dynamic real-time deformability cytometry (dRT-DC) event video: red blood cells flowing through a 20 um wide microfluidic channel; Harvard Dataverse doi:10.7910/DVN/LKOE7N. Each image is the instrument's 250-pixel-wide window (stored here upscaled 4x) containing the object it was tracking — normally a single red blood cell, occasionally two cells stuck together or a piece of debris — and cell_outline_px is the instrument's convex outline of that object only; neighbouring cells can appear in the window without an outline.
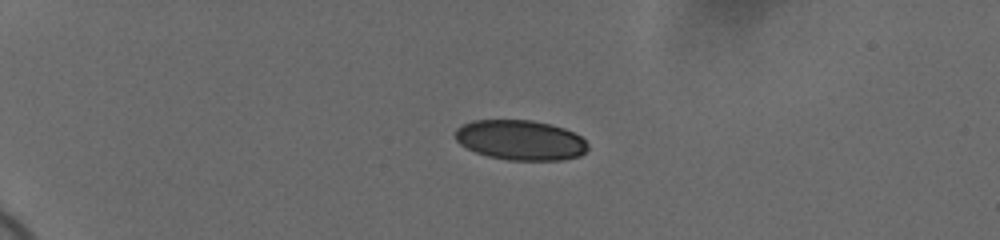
{"species": "human", "species_latin": "Homo sapiens", "temperature_condition": "cold", "stored_images_in_passage": 44, "camera_frame_rate_fps": 3000, "um_per_image_px": 0.085, "donor": {"sex": "female"}, "frame": {"image": 1, "passage_image": 1, "time_ms": 0.0, "image_size_px": [1000, 240], "cell_outline_px": [[588, 148], [580, 156], [560, 160], [508, 160], [488, 156], [476, 152], [460, 144], [456, 140], [456, 128], [472, 120], [532, 120], [552, 124], [564, 128], [580, 136], [588, 144]], "centroid_in_image_um": [44.24, 11.9], "position_along_channel_um": 40.8, "area_um2": 30.87}}
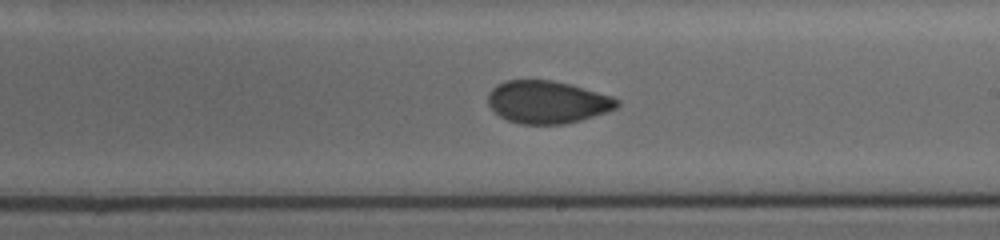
{"frame": {"image": 2, "passage_image": 23, "time_ms": 7.333, "image_size_px": [1000, 240], "cell_outline_px": [[620, 104], [616, 108], [608, 112], [580, 120], [564, 124], [520, 124], [508, 120], [500, 116], [488, 104], [488, 92], [496, 84], [504, 80], [552, 80], [568, 84], [612, 96], [620, 100]], "centroid_in_image_um": [46.52, 8.67], "position_along_channel_um": 242.5, "area_um2": 32.02}}
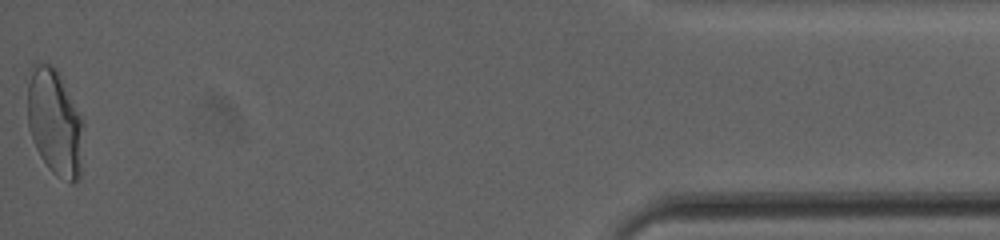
{"frame": {"image": 3, "passage_image": 44, "time_ms": 14.333, "image_size_px": [1000, 240], "cell_outline_px": [[84, 120], [80, 180], [72, 184], [56, 176], [48, 168], [40, 156], [32, 140], [28, 128], [28, 84], [32, 64], [36, 60], [48, 64], [56, 68]], "centroid_in_image_um": [4.67, 10.42], "position_along_channel_um": 430.5, "area_um2": 35.26}, "authors_computed_cell_mechanics": {"area_um2": 32.4547, "velocity_mm_per_s": 3.674, "shape_relaxation_time_tau1_ms": null, "shape_relaxation_time_tau2_ms": 1.2827, "deformation_change_tau1": null, "deformation_change_tau2": 0.056}}